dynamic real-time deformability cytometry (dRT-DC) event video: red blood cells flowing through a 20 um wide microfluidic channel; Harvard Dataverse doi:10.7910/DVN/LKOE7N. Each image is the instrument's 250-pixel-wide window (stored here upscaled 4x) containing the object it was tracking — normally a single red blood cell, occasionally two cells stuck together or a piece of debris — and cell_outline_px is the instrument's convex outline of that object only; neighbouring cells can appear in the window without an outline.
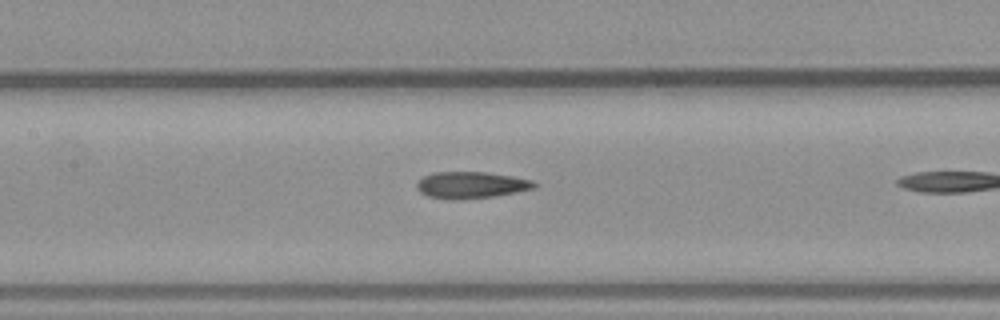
{"species": "common noctule bat (a hibernating species)", "species_latin": "Nyctalus noctula", "temperature_condition": "warm", "stored_images_in_passage": 9, "camera_frame_rate_fps": 3000, "um_per_image_px": 0.085, "animal": {"sex": "male", "body_mass_g": 23.1, "forearm_length_mm": 52.7}, "frame": {"image": 1, "passage_image": 8, "time_ms": 2.333, "image_size_px": [1000, 320], "cell_outline_px": [[540, 184], [536, 188], [516, 192], [492, 196], [452, 200], [428, 196], [420, 192], [416, 188], [416, 180], [424, 176], [436, 172], [484, 172], [512, 176], [532, 180]], "centroid_in_image_um": [40.04, 15.72], "position_along_channel_um": 167.4, "area_um2": 18.26}}